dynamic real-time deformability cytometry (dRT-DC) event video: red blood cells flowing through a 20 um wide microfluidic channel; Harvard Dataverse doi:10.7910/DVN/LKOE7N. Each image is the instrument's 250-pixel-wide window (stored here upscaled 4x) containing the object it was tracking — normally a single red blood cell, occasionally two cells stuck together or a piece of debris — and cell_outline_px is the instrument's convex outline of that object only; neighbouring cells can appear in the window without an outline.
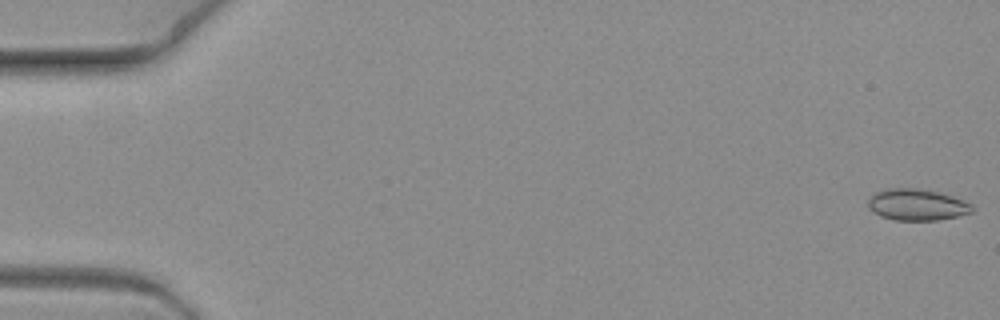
{"species": "common noctule bat (a hibernating species)", "species_latin": "Nyctalus noctula", "temperature_condition": "warm", "stored_images_in_passage": 9, "camera_frame_rate_fps": 3000, "um_per_image_px": 0.085, "animal": {"sex": "female", "body_mass_g": 19.3, "forearm_length_mm": 54.1}, "frame": {"image": 1, "passage_image": 1, "time_ms": 0.0, "image_size_px": [1000, 320], "cell_outline_px": [[972, 212], [956, 216], [936, 220], [896, 220], [880, 216], [872, 212], [868, 208], [868, 200], [876, 192], [888, 188], [916, 188], [940, 192], [964, 200], [972, 204]], "centroid_in_image_um": [77.92, 17.39], "position_along_channel_um": 7.1, "area_um2": 19.02}}
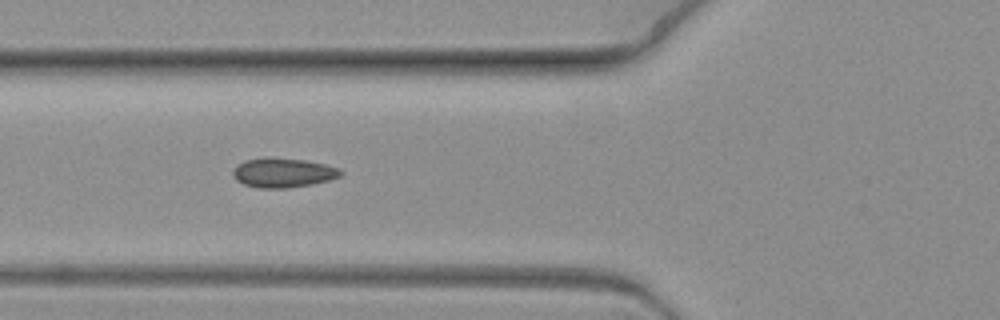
{"frame": {"image": 2, "passage_image": 8, "time_ms": 2.333, "image_size_px": [1000, 320], "cell_outline_px": [[344, 172], [340, 176], [328, 180], [312, 184], [288, 188], [260, 188], [244, 184], [236, 180], [232, 176], [232, 172], [244, 160], [304, 160], [324, 164], [340, 168]], "centroid_in_image_um": [24.11, 14.73], "position_along_channel_um": 101.7, "area_um2": 17.69}}
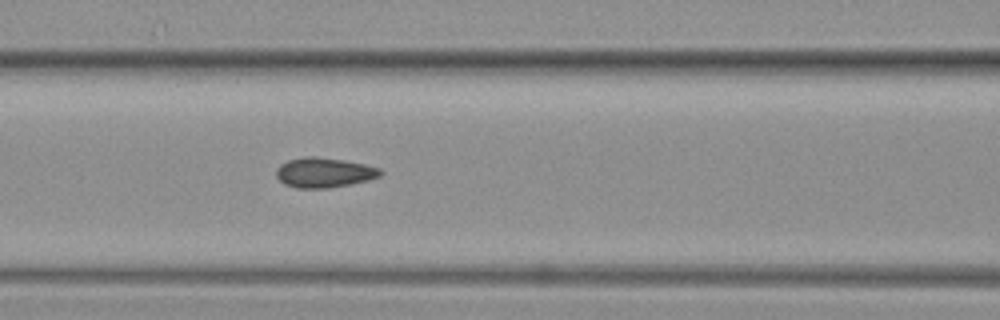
{"frame": {"image": 3, "passage_image": 9, "time_ms": 2.667, "image_size_px": [1000, 320], "cell_outline_px": [[384, 172], [380, 176], [368, 180], [328, 188], [296, 188], [284, 184], [276, 176], [276, 168], [280, 164], [288, 160], [304, 156], [316, 156], [344, 160], [364, 164], [380, 168]], "centroid_in_image_um": [27.53, 14.66], "position_along_channel_um": 139.1, "area_um2": 18.21}}